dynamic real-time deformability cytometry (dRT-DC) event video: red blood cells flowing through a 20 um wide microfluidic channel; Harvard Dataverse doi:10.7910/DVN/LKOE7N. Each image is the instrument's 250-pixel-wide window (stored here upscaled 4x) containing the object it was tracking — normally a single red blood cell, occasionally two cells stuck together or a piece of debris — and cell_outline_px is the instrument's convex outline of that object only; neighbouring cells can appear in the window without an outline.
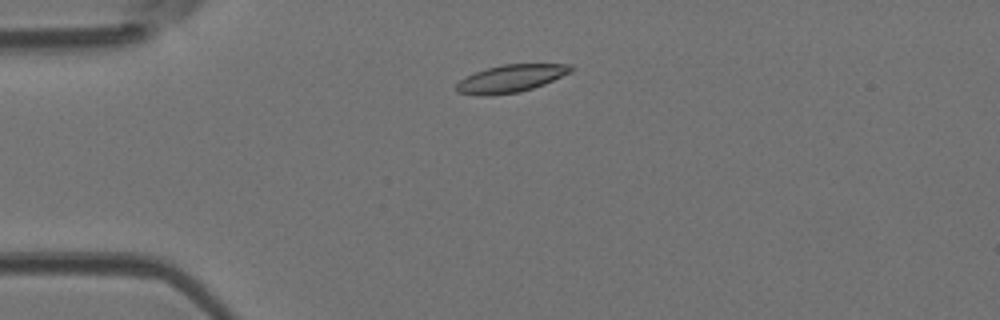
{"species": "Egyptian fruit bat (a non-hibernating species)", "species_latin": "Rousettus aegyptiacus", "temperature_condition": "room temperature", "stored_images_in_passage": 3, "camera_frame_rate_fps": 3000, "um_per_image_px": 0.085, "animal": {"sex": "female"}, "frame": {"image": 1, "passage_image": 2, "time_ms": 0.333, "image_size_px": [1000, 320], "cell_outline_px": [[572, 72], [544, 84], [520, 92], [488, 96], [476, 96], [456, 92], [456, 84], [460, 80], [476, 72], [488, 68], [504, 64], [572, 64]], "centroid_in_image_um": [43.41, 6.69], "position_along_channel_um": 41.6, "area_um2": 18.38}}